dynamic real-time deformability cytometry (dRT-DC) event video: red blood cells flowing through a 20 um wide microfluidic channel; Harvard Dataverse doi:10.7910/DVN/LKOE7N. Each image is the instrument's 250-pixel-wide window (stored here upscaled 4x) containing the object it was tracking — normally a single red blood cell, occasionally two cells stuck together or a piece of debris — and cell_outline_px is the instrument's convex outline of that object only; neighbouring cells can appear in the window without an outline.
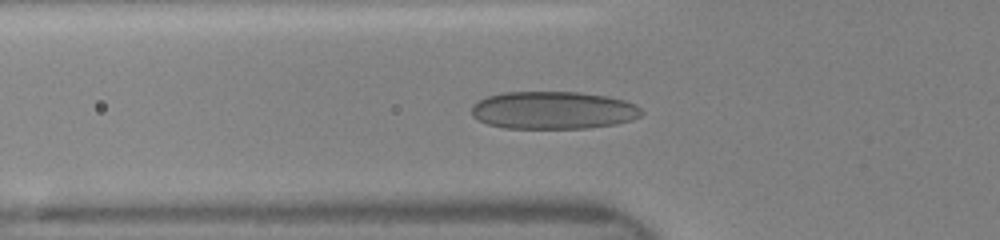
{"species": "human", "species_latin": "Homo sapiens", "temperature_condition": "room temperature", "stored_images_in_passage": 39, "camera_frame_rate_fps": 3000, "um_per_image_px": 0.085, "donor": {"sex": "female"}, "frame": {"image": 1, "passage_image": 22, "time_ms": 5.333, "image_size_px": [1000, 240], "cell_outline_px": [[644, 112], [640, 116], [632, 120], [616, 124], [588, 128], [504, 128], [488, 124], [472, 116], [472, 104], [488, 96], [504, 92], [576, 92], [608, 96], [624, 100], [636, 104]], "centroid_in_image_um": [47.05, 9.37], "position_along_channel_um": 78.7, "area_um2": 37.4}}
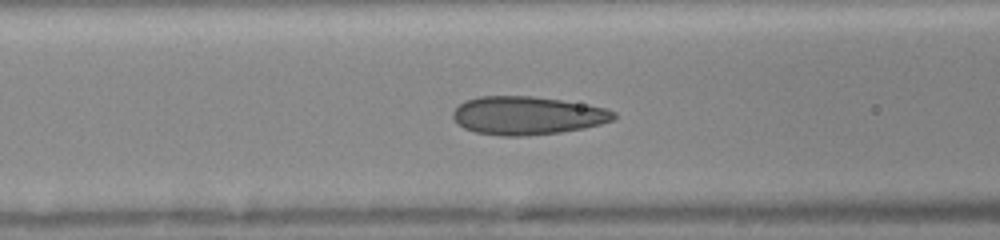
{"frame": {"image": 2, "passage_image": 26, "time_ms": 6.333, "image_size_px": [1000, 240], "cell_outline_px": [[616, 116], [612, 120], [600, 124], [584, 128], [560, 132], [524, 136], [500, 136], [476, 132], [464, 128], [456, 124], [452, 116], [452, 112], [464, 100], [480, 96], [532, 96], [588, 104], [604, 108], [616, 112]], "centroid_in_image_um": [44.79, 9.82], "position_along_channel_um": 121.8, "area_um2": 35.95}}
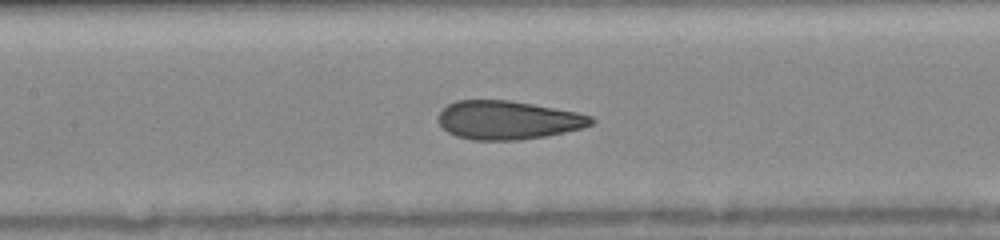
{"frame": {"image": 3, "passage_image": 33, "time_ms": 7.333, "image_size_px": [1000, 240], "cell_outline_px": [[596, 120], [592, 124], [584, 128], [544, 136], [516, 140], [472, 140], [456, 136], [448, 132], [440, 124], [440, 112], [448, 104], [456, 100], [508, 100], [532, 104], [576, 112], [592, 116]], "centroid_in_image_um": [43.19, 10.21], "position_along_channel_um": 164.2, "area_um2": 34.16}}